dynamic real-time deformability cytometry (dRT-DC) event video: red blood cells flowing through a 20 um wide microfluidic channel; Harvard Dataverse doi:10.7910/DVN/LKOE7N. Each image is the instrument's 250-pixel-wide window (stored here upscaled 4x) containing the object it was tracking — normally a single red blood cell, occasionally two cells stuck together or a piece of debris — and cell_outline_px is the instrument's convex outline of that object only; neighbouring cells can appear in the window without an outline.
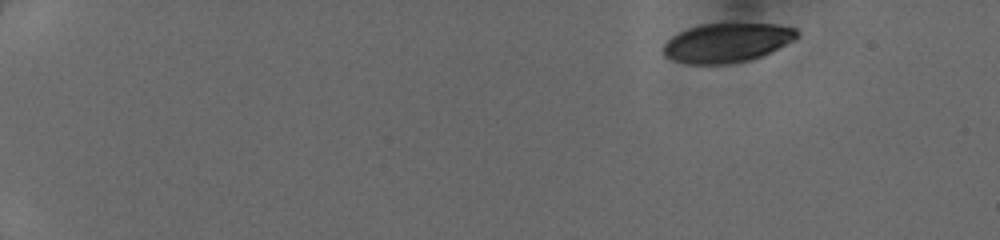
{"species": "human", "species_latin": "Homo sapiens", "temperature_condition": "cold", "stored_images_in_passage": 44, "camera_frame_rate_fps": 3000, "um_per_image_px": 0.085, "donor": {"sex": "female"}, "frame": {"image": 1, "passage_image": 1, "time_ms": 0.0, "image_size_px": [1000, 240], "cell_outline_px": [[800, 36], [796, 40], [764, 56], [748, 60], [724, 64], [688, 64], [672, 60], [664, 56], [664, 44], [672, 36], [688, 28], [704, 24], [776, 24], [796, 28], [800, 32]], "centroid_in_image_um": [61.85, 3.64], "position_along_channel_um": 23.1, "area_um2": 30.69}}
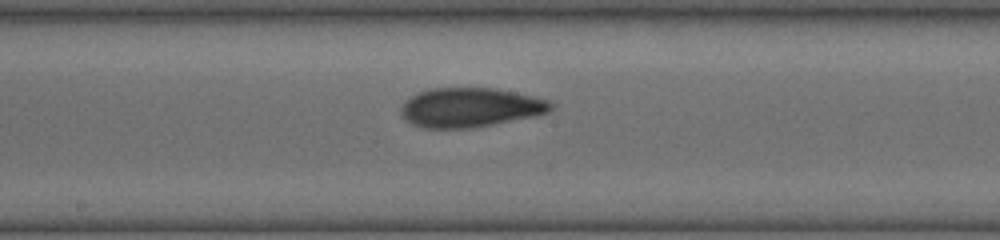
{"frame": {"image": 2, "passage_image": 24, "time_ms": 7.667, "image_size_px": [1000, 240], "cell_outline_px": [[556, 104], [548, 112], [536, 116], [472, 128], [424, 128], [412, 124], [400, 112], [400, 108], [412, 96], [420, 92], [432, 88], [496, 88], [516, 92], [548, 100]], "centroid_in_image_um": [40.02, 9.14], "position_along_channel_um": 208.2, "area_um2": 34.22}}
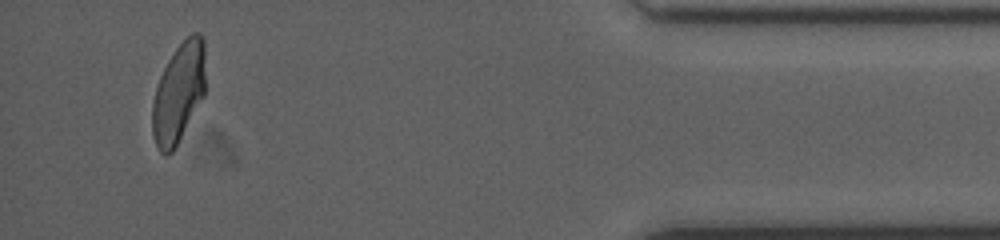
{"frame": {"image": 3, "passage_image": 42, "time_ms": 13.667, "image_size_px": [1000, 240], "cell_outline_px": [[204, 96], [172, 152], [168, 156], [164, 156], [156, 148], [152, 136], [152, 104], [156, 88], [160, 76], [168, 60], [176, 48], [192, 32], [200, 32], [204, 40]], "centroid_in_image_um": [15.16, 7.92], "position_along_channel_um": 420.0, "area_um2": 30.81}}